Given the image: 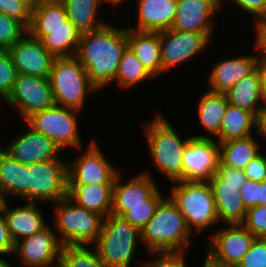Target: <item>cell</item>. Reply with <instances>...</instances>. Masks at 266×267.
<instances>
[{
	"instance_id": "cell-1",
	"label": "cell",
	"mask_w": 266,
	"mask_h": 267,
	"mask_svg": "<svg viewBox=\"0 0 266 267\" xmlns=\"http://www.w3.org/2000/svg\"><path fill=\"white\" fill-rule=\"evenodd\" d=\"M127 47L126 27L105 24L83 33L75 57L87 71L90 84L103 90L116 78L120 58Z\"/></svg>"
},
{
	"instance_id": "cell-2",
	"label": "cell",
	"mask_w": 266,
	"mask_h": 267,
	"mask_svg": "<svg viewBox=\"0 0 266 267\" xmlns=\"http://www.w3.org/2000/svg\"><path fill=\"white\" fill-rule=\"evenodd\" d=\"M192 235L184 216L171 199L165 197L141 230L140 242L150 254L183 253Z\"/></svg>"
},
{
	"instance_id": "cell-3",
	"label": "cell",
	"mask_w": 266,
	"mask_h": 267,
	"mask_svg": "<svg viewBox=\"0 0 266 267\" xmlns=\"http://www.w3.org/2000/svg\"><path fill=\"white\" fill-rule=\"evenodd\" d=\"M145 125L143 133L155 169L170 182L182 181V159L193 135L182 139L162 113Z\"/></svg>"
},
{
	"instance_id": "cell-4",
	"label": "cell",
	"mask_w": 266,
	"mask_h": 267,
	"mask_svg": "<svg viewBox=\"0 0 266 267\" xmlns=\"http://www.w3.org/2000/svg\"><path fill=\"white\" fill-rule=\"evenodd\" d=\"M168 196L184 216L190 232L205 230L219 222L213 194L208 182H170Z\"/></svg>"
},
{
	"instance_id": "cell-5",
	"label": "cell",
	"mask_w": 266,
	"mask_h": 267,
	"mask_svg": "<svg viewBox=\"0 0 266 267\" xmlns=\"http://www.w3.org/2000/svg\"><path fill=\"white\" fill-rule=\"evenodd\" d=\"M141 232L123 217H104L100 235L92 245L107 267H130Z\"/></svg>"
},
{
	"instance_id": "cell-6",
	"label": "cell",
	"mask_w": 266,
	"mask_h": 267,
	"mask_svg": "<svg viewBox=\"0 0 266 267\" xmlns=\"http://www.w3.org/2000/svg\"><path fill=\"white\" fill-rule=\"evenodd\" d=\"M54 227L63 246H92L100 235L103 217L77 206L68 197L54 203Z\"/></svg>"
},
{
	"instance_id": "cell-7",
	"label": "cell",
	"mask_w": 266,
	"mask_h": 267,
	"mask_svg": "<svg viewBox=\"0 0 266 267\" xmlns=\"http://www.w3.org/2000/svg\"><path fill=\"white\" fill-rule=\"evenodd\" d=\"M55 105L82 110L86 94L97 90L90 84L87 71L74 57L55 58L49 75Z\"/></svg>"
},
{
	"instance_id": "cell-8",
	"label": "cell",
	"mask_w": 266,
	"mask_h": 267,
	"mask_svg": "<svg viewBox=\"0 0 266 267\" xmlns=\"http://www.w3.org/2000/svg\"><path fill=\"white\" fill-rule=\"evenodd\" d=\"M78 112L72 108L54 105L32 114L25 122L34 131L53 141L61 151L69 147L80 150L83 143L78 127Z\"/></svg>"
},
{
	"instance_id": "cell-9",
	"label": "cell",
	"mask_w": 266,
	"mask_h": 267,
	"mask_svg": "<svg viewBox=\"0 0 266 267\" xmlns=\"http://www.w3.org/2000/svg\"><path fill=\"white\" fill-rule=\"evenodd\" d=\"M68 197L67 160L29 165V202H52Z\"/></svg>"
},
{
	"instance_id": "cell-10",
	"label": "cell",
	"mask_w": 266,
	"mask_h": 267,
	"mask_svg": "<svg viewBox=\"0 0 266 267\" xmlns=\"http://www.w3.org/2000/svg\"><path fill=\"white\" fill-rule=\"evenodd\" d=\"M87 147L75 160L69 158L68 185L114 184L121 170L106 159L96 140L92 139Z\"/></svg>"
},
{
	"instance_id": "cell-11",
	"label": "cell",
	"mask_w": 266,
	"mask_h": 267,
	"mask_svg": "<svg viewBox=\"0 0 266 267\" xmlns=\"http://www.w3.org/2000/svg\"><path fill=\"white\" fill-rule=\"evenodd\" d=\"M16 107L24 121L32 114L55 105L52 88L48 78L17 74L13 88L3 100Z\"/></svg>"
},
{
	"instance_id": "cell-12",
	"label": "cell",
	"mask_w": 266,
	"mask_h": 267,
	"mask_svg": "<svg viewBox=\"0 0 266 267\" xmlns=\"http://www.w3.org/2000/svg\"><path fill=\"white\" fill-rule=\"evenodd\" d=\"M213 34L168 29L160 32L163 73L206 51Z\"/></svg>"
},
{
	"instance_id": "cell-13",
	"label": "cell",
	"mask_w": 266,
	"mask_h": 267,
	"mask_svg": "<svg viewBox=\"0 0 266 267\" xmlns=\"http://www.w3.org/2000/svg\"><path fill=\"white\" fill-rule=\"evenodd\" d=\"M47 226L42 231L15 243L14 256L26 267H59L62 243L55 230Z\"/></svg>"
},
{
	"instance_id": "cell-14",
	"label": "cell",
	"mask_w": 266,
	"mask_h": 267,
	"mask_svg": "<svg viewBox=\"0 0 266 267\" xmlns=\"http://www.w3.org/2000/svg\"><path fill=\"white\" fill-rule=\"evenodd\" d=\"M219 162V143L214 138L192 137L182 159V180L208 182Z\"/></svg>"
},
{
	"instance_id": "cell-15",
	"label": "cell",
	"mask_w": 266,
	"mask_h": 267,
	"mask_svg": "<svg viewBox=\"0 0 266 267\" xmlns=\"http://www.w3.org/2000/svg\"><path fill=\"white\" fill-rule=\"evenodd\" d=\"M255 238L242 224H229L213 233L206 255L215 263L235 267L248 252Z\"/></svg>"
},
{
	"instance_id": "cell-16",
	"label": "cell",
	"mask_w": 266,
	"mask_h": 267,
	"mask_svg": "<svg viewBox=\"0 0 266 267\" xmlns=\"http://www.w3.org/2000/svg\"><path fill=\"white\" fill-rule=\"evenodd\" d=\"M4 148V151L13 159L25 165L48 160H64L59 156L62 151L57 145L31 127H27V130L18 136L16 135L12 140L9 139Z\"/></svg>"
},
{
	"instance_id": "cell-17",
	"label": "cell",
	"mask_w": 266,
	"mask_h": 267,
	"mask_svg": "<svg viewBox=\"0 0 266 267\" xmlns=\"http://www.w3.org/2000/svg\"><path fill=\"white\" fill-rule=\"evenodd\" d=\"M7 51L17 73L49 78L55 57L45 49L41 40L27 32Z\"/></svg>"
},
{
	"instance_id": "cell-18",
	"label": "cell",
	"mask_w": 266,
	"mask_h": 267,
	"mask_svg": "<svg viewBox=\"0 0 266 267\" xmlns=\"http://www.w3.org/2000/svg\"><path fill=\"white\" fill-rule=\"evenodd\" d=\"M146 171V172H145ZM122 183L121 172L116 176L113 184L111 214L122 217L131 206L146 205V201L158 190L151 173L147 171Z\"/></svg>"
},
{
	"instance_id": "cell-19",
	"label": "cell",
	"mask_w": 266,
	"mask_h": 267,
	"mask_svg": "<svg viewBox=\"0 0 266 267\" xmlns=\"http://www.w3.org/2000/svg\"><path fill=\"white\" fill-rule=\"evenodd\" d=\"M217 61L208 75V91L225 94L235 83L251 74L261 61L259 52Z\"/></svg>"
},
{
	"instance_id": "cell-20",
	"label": "cell",
	"mask_w": 266,
	"mask_h": 267,
	"mask_svg": "<svg viewBox=\"0 0 266 267\" xmlns=\"http://www.w3.org/2000/svg\"><path fill=\"white\" fill-rule=\"evenodd\" d=\"M205 0H177V10L171 29L202 34H213L215 13ZM213 17V18H212Z\"/></svg>"
},
{
	"instance_id": "cell-21",
	"label": "cell",
	"mask_w": 266,
	"mask_h": 267,
	"mask_svg": "<svg viewBox=\"0 0 266 267\" xmlns=\"http://www.w3.org/2000/svg\"><path fill=\"white\" fill-rule=\"evenodd\" d=\"M216 205L219 221L227 224H241L246 215L240 188L244 184H233L221 179L216 173L208 181Z\"/></svg>"
},
{
	"instance_id": "cell-22",
	"label": "cell",
	"mask_w": 266,
	"mask_h": 267,
	"mask_svg": "<svg viewBox=\"0 0 266 267\" xmlns=\"http://www.w3.org/2000/svg\"><path fill=\"white\" fill-rule=\"evenodd\" d=\"M137 24L127 28L140 32H161L171 29L177 0H137Z\"/></svg>"
},
{
	"instance_id": "cell-23",
	"label": "cell",
	"mask_w": 266,
	"mask_h": 267,
	"mask_svg": "<svg viewBox=\"0 0 266 267\" xmlns=\"http://www.w3.org/2000/svg\"><path fill=\"white\" fill-rule=\"evenodd\" d=\"M9 205L7 204L3 214L14 243L38 233L48 226L42 209L37 207L36 202L27 201L25 205L12 209L9 208Z\"/></svg>"
},
{
	"instance_id": "cell-24",
	"label": "cell",
	"mask_w": 266,
	"mask_h": 267,
	"mask_svg": "<svg viewBox=\"0 0 266 267\" xmlns=\"http://www.w3.org/2000/svg\"><path fill=\"white\" fill-rule=\"evenodd\" d=\"M127 46L149 72L163 75L160 48V32H140L126 28Z\"/></svg>"
},
{
	"instance_id": "cell-25",
	"label": "cell",
	"mask_w": 266,
	"mask_h": 267,
	"mask_svg": "<svg viewBox=\"0 0 266 267\" xmlns=\"http://www.w3.org/2000/svg\"><path fill=\"white\" fill-rule=\"evenodd\" d=\"M34 38L41 40L45 49L55 58L74 57L77 53L81 33L69 20V28L27 29Z\"/></svg>"
},
{
	"instance_id": "cell-26",
	"label": "cell",
	"mask_w": 266,
	"mask_h": 267,
	"mask_svg": "<svg viewBox=\"0 0 266 267\" xmlns=\"http://www.w3.org/2000/svg\"><path fill=\"white\" fill-rule=\"evenodd\" d=\"M113 184L68 185V198L103 218L111 214Z\"/></svg>"
},
{
	"instance_id": "cell-27",
	"label": "cell",
	"mask_w": 266,
	"mask_h": 267,
	"mask_svg": "<svg viewBox=\"0 0 266 267\" xmlns=\"http://www.w3.org/2000/svg\"><path fill=\"white\" fill-rule=\"evenodd\" d=\"M225 94L230 105L251 112L258 119L262 114L260 66L235 83Z\"/></svg>"
},
{
	"instance_id": "cell-28",
	"label": "cell",
	"mask_w": 266,
	"mask_h": 267,
	"mask_svg": "<svg viewBox=\"0 0 266 267\" xmlns=\"http://www.w3.org/2000/svg\"><path fill=\"white\" fill-rule=\"evenodd\" d=\"M0 186L6 196L29 201V165L13 159L4 150L0 153Z\"/></svg>"
},
{
	"instance_id": "cell-29",
	"label": "cell",
	"mask_w": 266,
	"mask_h": 267,
	"mask_svg": "<svg viewBox=\"0 0 266 267\" xmlns=\"http://www.w3.org/2000/svg\"><path fill=\"white\" fill-rule=\"evenodd\" d=\"M198 122L202 128L210 134L207 135H194L197 138H212L219 135L221 121L225 115L228 107V99L226 94L214 93L206 91L198 99Z\"/></svg>"
},
{
	"instance_id": "cell-30",
	"label": "cell",
	"mask_w": 266,
	"mask_h": 267,
	"mask_svg": "<svg viewBox=\"0 0 266 267\" xmlns=\"http://www.w3.org/2000/svg\"><path fill=\"white\" fill-rule=\"evenodd\" d=\"M255 128L258 130V119L251 112L228 104L217 142L247 138L253 135Z\"/></svg>"
},
{
	"instance_id": "cell-31",
	"label": "cell",
	"mask_w": 266,
	"mask_h": 267,
	"mask_svg": "<svg viewBox=\"0 0 266 267\" xmlns=\"http://www.w3.org/2000/svg\"><path fill=\"white\" fill-rule=\"evenodd\" d=\"M232 139L219 143L220 163L236 169L243 170L246 165L260 152V146L255 137Z\"/></svg>"
},
{
	"instance_id": "cell-32",
	"label": "cell",
	"mask_w": 266,
	"mask_h": 267,
	"mask_svg": "<svg viewBox=\"0 0 266 267\" xmlns=\"http://www.w3.org/2000/svg\"><path fill=\"white\" fill-rule=\"evenodd\" d=\"M65 5L68 19L81 33L97 30L104 26L106 21L98 20L101 8L99 0H61Z\"/></svg>"
},
{
	"instance_id": "cell-33",
	"label": "cell",
	"mask_w": 266,
	"mask_h": 267,
	"mask_svg": "<svg viewBox=\"0 0 266 267\" xmlns=\"http://www.w3.org/2000/svg\"><path fill=\"white\" fill-rule=\"evenodd\" d=\"M69 28L65 5L61 0H39L31 11L28 29Z\"/></svg>"
},
{
	"instance_id": "cell-34",
	"label": "cell",
	"mask_w": 266,
	"mask_h": 267,
	"mask_svg": "<svg viewBox=\"0 0 266 267\" xmlns=\"http://www.w3.org/2000/svg\"><path fill=\"white\" fill-rule=\"evenodd\" d=\"M155 79L149 70L142 65L135 54L127 46L120 58L116 78L113 80L122 89L142 84L146 80Z\"/></svg>"
},
{
	"instance_id": "cell-35",
	"label": "cell",
	"mask_w": 266,
	"mask_h": 267,
	"mask_svg": "<svg viewBox=\"0 0 266 267\" xmlns=\"http://www.w3.org/2000/svg\"><path fill=\"white\" fill-rule=\"evenodd\" d=\"M88 245L63 246L59 267H107Z\"/></svg>"
},
{
	"instance_id": "cell-36",
	"label": "cell",
	"mask_w": 266,
	"mask_h": 267,
	"mask_svg": "<svg viewBox=\"0 0 266 267\" xmlns=\"http://www.w3.org/2000/svg\"><path fill=\"white\" fill-rule=\"evenodd\" d=\"M158 189L147 201L146 205H137L129 207V210L122 216L130 222L140 232L154 215L157 206L164 199Z\"/></svg>"
},
{
	"instance_id": "cell-37",
	"label": "cell",
	"mask_w": 266,
	"mask_h": 267,
	"mask_svg": "<svg viewBox=\"0 0 266 267\" xmlns=\"http://www.w3.org/2000/svg\"><path fill=\"white\" fill-rule=\"evenodd\" d=\"M26 33L27 29L19 21L0 13V49L8 50Z\"/></svg>"
},
{
	"instance_id": "cell-38",
	"label": "cell",
	"mask_w": 266,
	"mask_h": 267,
	"mask_svg": "<svg viewBox=\"0 0 266 267\" xmlns=\"http://www.w3.org/2000/svg\"><path fill=\"white\" fill-rule=\"evenodd\" d=\"M17 74L9 52L6 49H0V98L2 100L11 92Z\"/></svg>"
},
{
	"instance_id": "cell-39",
	"label": "cell",
	"mask_w": 266,
	"mask_h": 267,
	"mask_svg": "<svg viewBox=\"0 0 266 267\" xmlns=\"http://www.w3.org/2000/svg\"><path fill=\"white\" fill-rule=\"evenodd\" d=\"M241 224L255 237L266 238V205L248 209Z\"/></svg>"
},
{
	"instance_id": "cell-40",
	"label": "cell",
	"mask_w": 266,
	"mask_h": 267,
	"mask_svg": "<svg viewBox=\"0 0 266 267\" xmlns=\"http://www.w3.org/2000/svg\"><path fill=\"white\" fill-rule=\"evenodd\" d=\"M235 267H266V238L256 237L248 252Z\"/></svg>"
},
{
	"instance_id": "cell-41",
	"label": "cell",
	"mask_w": 266,
	"mask_h": 267,
	"mask_svg": "<svg viewBox=\"0 0 266 267\" xmlns=\"http://www.w3.org/2000/svg\"><path fill=\"white\" fill-rule=\"evenodd\" d=\"M0 13L19 21L26 29L31 23V10L17 0H0Z\"/></svg>"
},
{
	"instance_id": "cell-42",
	"label": "cell",
	"mask_w": 266,
	"mask_h": 267,
	"mask_svg": "<svg viewBox=\"0 0 266 267\" xmlns=\"http://www.w3.org/2000/svg\"><path fill=\"white\" fill-rule=\"evenodd\" d=\"M185 253H152L154 258L141 264L143 267H186ZM158 255V256H157ZM157 256V257H155ZM154 259V260H153Z\"/></svg>"
},
{
	"instance_id": "cell-43",
	"label": "cell",
	"mask_w": 266,
	"mask_h": 267,
	"mask_svg": "<svg viewBox=\"0 0 266 267\" xmlns=\"http://www.w3.org/2000/svg\"><path fill=\"white\" fill-rule=\"evenodd\" d=\"M247 179L257 182L266 181V155L260 153L243 169Z\"/></svg>"
},
{
	"instance_id": "cell-44",
	"label": "cell",
	"mask_w": 266,
	"mask_h": 267,
	"mask_svg": "<svg viewBox=\"0 0 266 267\" xmlns=\"http://www.w3.org/2000/svg\"><path fill=\"white\" fill-rule=\"evenodd\" d=\"M231 2L235 3L239 9L251 14L255 22L266 15V0H232Z\"/></svg>"
},
{
	"instance_id": "cell-45",
	"label": "cell",
	"mask_w": 266,
	"mask_h": 267,
	"mask_svg": "<svg viewBox=\"0 0 266 267\" xmlns=\"http://www.w3.org/2000/svg\"><path fill=\"white\" fill-rule=\"evenodd\" d=\"M15 243L13 242L9 229L7 227L6 219L3 212L0 213V258L14 253Z\"/></svg>"
},
{
	"instance_id": "cell-46",
	"label": "cell",
	"mask_w": 266,
	"mask_h": 267,
	"mask_svg": "<svg viewBox=\"0 0 266 267\" xmlns=\"http://www.w3.org/2000/svg\"><path fill=\"white\" fill-rule=\"evenodd\" d=\"M240 195L246 210L257 206L258 199V182L247 179L245 184L240 188Z\"/></svg>"
},
{
	"instance_id": "cell-47",
	"label": "cell",
	"mask_w": 266,
	"mask_h": 267,
	"mask_svg": "<svg viewBox=\"0 0 266 267\" xmlns=\"http://www.w3.org/2000/svg\"><path fill=\"white\" fill-rule=\"evenodd\" d=\"M216 174L223 180L233 184H245L247 177L243 170L222 165L219 162Z\"/></svg>"
},
{
	"instance_id": "cell-48",
	"label": "cell",
	"mask_w": 266,
	"mask_h": 267,
	"mask_svg": "<svg viewBox=\"0 0 266 267\" xmlns=\"http://www.w3.org/2000/svg\"><path fill=\"white\" fill-rule=\"evenodd\" d=\"M255 28V42L254 46L257 51H266V15L253 22Z\"/></svg>"
},
{
	"instance_id": "cell-49",
	"label": "cell",
	"mask_w": 266,
	"mask_h": 267,
	"mask_svg": "<svg viewBox=\"0 0 266 267\" xmlns=\"http://www.w3.org/2000/svg\"><path fill=\"white\" fill-rule=\"evenodd\" d=\"M261 68V108L262 114L266 113V65L260 61Z\"/></svg>"
},
{
	"instance_id": "cell-50",
	"label": "cell",
	"mask_w": 266,
	"mask_h": 267,
	"mask_svg": "<svg viewBox=\"0 0 266 267\" xmlns=\"http://www.w3.org/2000/svg\"><path fill=\"white\" fill-rule=\"evenodd\" d=\"M266 205V181L258 182L257 206Z\"/></svg>"
},
{
	"instance_id": "cell-51",
	"label": "cell",
	"mask_w": 266,
	"mask_h": 267,
	"mask_svg": "<svg viewBox=\"0 0 266 267\" xmlns=\"http://www.w3.org/2000/svg\"><path fill=\"white\" fill-rule=\"evenodd\" d=\"M256 135L266 137V113L261 114L258 118V130L255 129ZM266 139V138H265Z\"/></svg>"
},
{
	"instance_id": "cell-52",
	"label": "cell",
	"mask_w": 266,
	"mask_h": 267,
	"mask_svg": "<svg viewBox=\"0 0 266 267\" xmlns=\"http://www.w3.org/2000/svg\"><path fill=\"white\" fill-rule=\"evenodd\" d=\"M204 262L202 267H234V266H228V265H221L218 263H215L211 258H209L207 255H205Z\"/></svg>"
},
{
	"instance_id": "cell-53",
	"label": "cell",
	"mask_w": 266,
	"mask_h": 267,
	"mask_svg": "<svg viewBox=\"0 0 266 267\" xmlns=\"http://www.w3.org/2000/svg\"><path fill=\"white\" fill-rule=\"evenodd\" d=\"M6 194L3 190V188L0 186V213L3 212L8 204V201L6 200Z\"/></svg>"
},
{
	"instance_id": "cell-54",
	"label": "cell",
	"mask_w": 266,
	"mask_h": 267,
	"mask_svg": "<svg viewBox=\"0 0 266 267\" xmlns=\"http://www.w3.org/2000/svg\"><path fill=\"white\" fill-rule=\"evenodd\" d=\"M100 1V4L102 5V4H110L111 6H113V7H115V5H116V7L118 6V5H120L121 6V4L123 3V2H126L125 0H99Z\"/></svg>"
},
{
	"instance_id": "cell-55",
	"label": "cell",
	"mask_w": 266,
	"mask_h": 267,
	"mask_svg": "<svg viewBox=\"0 0 266 267\" xmlns=\"http://www.w3.org/2000/svg\"><path fill=\"white\" fill-rule=\"evenodd\" d=\"M24 3L31 11L38 4L39 0H17Z\"/></svg>"
},
{
	"instance_id": "cell-56",
	"label": "cell",
	"mask_w": 266,
	"mask_h": 267,
	"mask_svg": "<svg viewBox=\"0 0 266 267\" xmlns=\"http://www.w3.org/2000/svg\"><path fill=\"white\" fill-rule=\"evenodd\" d=\"M209 2L217 11L221 8L220 6L223 4L224 0H205Z\"/></svg>"
},
{
	"instance_id": "cell-57",
	"label": "cell",
	"mask_w": 266,
	"mask_h": 267,
	"mask_svg": "<svg viewBox=\"0 0 266 267\" xmlns=\"http://www.w3.org/2000/svg\"><path fill=\"white\" fill-rule=\"evenodd\" d=\"M0 267H13L6 259L0 258Z\"/></svg>"
},
{
	"instance_id": "cell-58",
	"label": "cell",
	"mask_w": 266,
	"mask_h": 267,
	"mask_svg": "<svg viewBox=\"0 0 266 267\" xmlns=\"http://www.w3.org/2000/svg\"><path fill=\"white\" fill-rule=\"evenodd\" d=\"M261 56V61L266 65V51H258Z\"/></svg>"
}]
</instances>
